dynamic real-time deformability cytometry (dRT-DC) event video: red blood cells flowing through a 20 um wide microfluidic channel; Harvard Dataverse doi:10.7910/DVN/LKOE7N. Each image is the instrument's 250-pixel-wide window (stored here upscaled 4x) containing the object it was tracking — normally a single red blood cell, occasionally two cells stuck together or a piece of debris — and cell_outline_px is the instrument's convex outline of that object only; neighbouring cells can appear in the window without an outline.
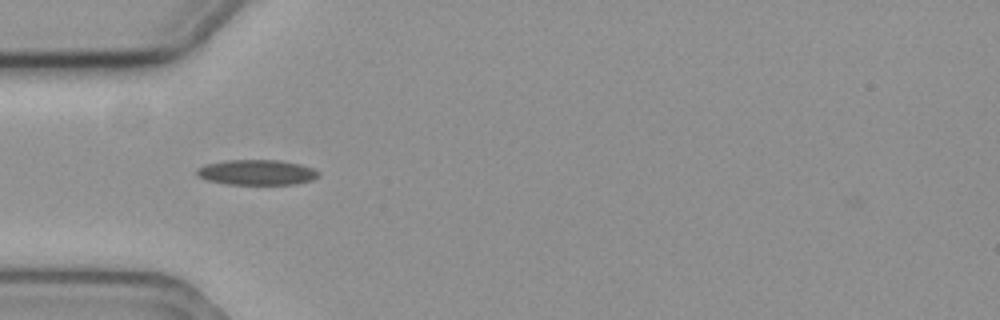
{"species": "common noctule bat (a hibernating species)", "species_latin": "Nyctalus noctula", "temperature_condition": "cold", "stored_images_in_passage": 41, "camera_frame_rate_fps": 3000, "um_per_image_px": 0.085, "animal": {"sex": "female", "body_mass_g": 19.3, "forearm_length_mm": 54.1}, "frame": {"image": 1, "passage_image": 1, "time_ms": 0.0, "image_size_px": [1000, 320], "cell_outline_px": [[320, 176], [312, 180], [296, 184], [228, 184], [208, 180], [200, 176], [196, 172], [196, 168], [204, 164], [228, 160], [276, 160], [300, 164], [312, 168], [320, 172]], "centroid_in_image_um": [21.85, 14.65], "position_along_channel_um": 63.2, "area_um2": 17.86}}
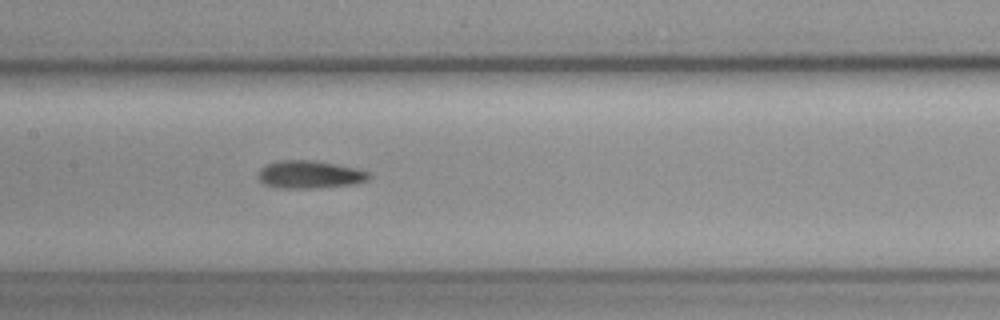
{"frame": {"image": 2, "passage_image": 11, "time_ms": 3.333, "image_size_px": [1000, 320], "cell_outline_px": [[368, 180], [352, 184], [312, 188], [276, 188], [264, 184], [260, 180], [260, 168], [268, 164], [280, 160], [312, 160], [352, 168], [368, 172]], "centroid_in_image_um": [26.26, 14.84], "position_along_channel_um": 181.1, "area_um2": 17.4}}
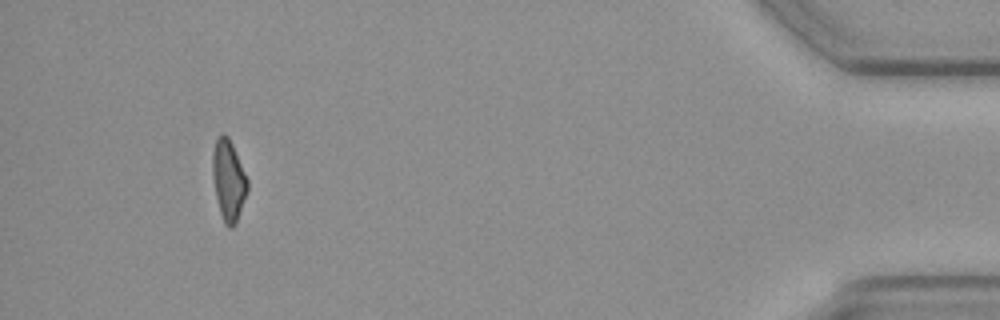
{"frame": {"image": 3, "passage_image": 37, "time_ms": 12.0, "image_size_px": [1000, 320], "cell_outline_px": [[248, 192], [236, 224], [232, 228], [228, 228], [224, 224], [220, 212], [216, 196], [212, 176], [212, 152], [216, 140], [220, 132], [224, 132], [228, 136], [232, 144], [248, 180]], "centroid_in_image_um": [19.42, 15.33], "position_along_channel_um": 415.8, "area_um2": 16.65}, "authors_computed_cell_mechanics": {"area_um2": 17.1088, "velocity_mm_per_s": 3.5682, "shape_relaxation_time_tau1_ms": 9.6851, "shape_relaxation_time_tau2_ms": 4.6711, "deformation_change_tau1": 0.1862, "deformation_change_tau2": 0.1414}}